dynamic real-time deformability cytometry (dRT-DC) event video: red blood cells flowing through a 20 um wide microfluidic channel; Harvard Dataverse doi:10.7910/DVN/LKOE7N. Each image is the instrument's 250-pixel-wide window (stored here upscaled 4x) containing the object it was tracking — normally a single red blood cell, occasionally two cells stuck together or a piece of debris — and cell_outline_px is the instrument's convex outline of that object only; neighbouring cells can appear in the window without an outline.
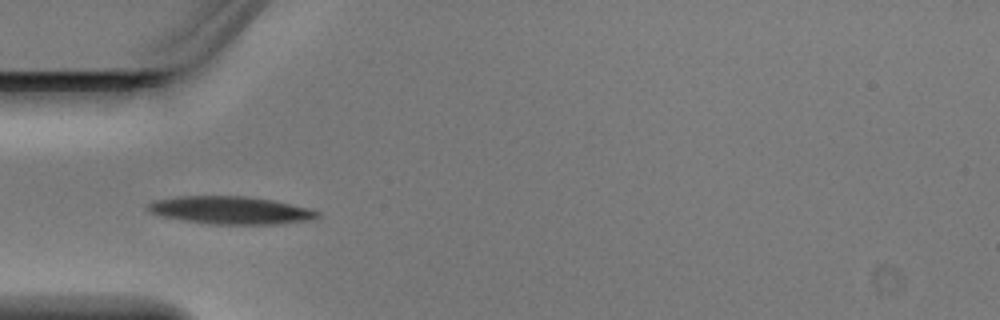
{"species": "Egyptian fruit bat (a non-hibernating species)", "species_latin": "Rousettus aegyptiacus", "temperature_condition": "warm", "stored_images_in_passage": 4, "camera_frame_rate_fps": 3000, "um_per_image_px": 0.085, "animal": {"sex": "male"}, "frame": {"image": 1, "passage_image": 3, "time_ms": 0.667, "image_size_px": [1000, 320], "cell_outline_px": [[320, 216], [312, 220], [272, 224], [212, 224], [184, 220], [160, 216], [148, 212], [144, 208], [144, 204], [152, 200], [176, 196], [244, 196], [272, 200], [308, 208], [320, 212]], "centroid_in_image_um": [19.5, 17.86], "position_along_channel_um": 65.5, "area_um2": 27.57}}
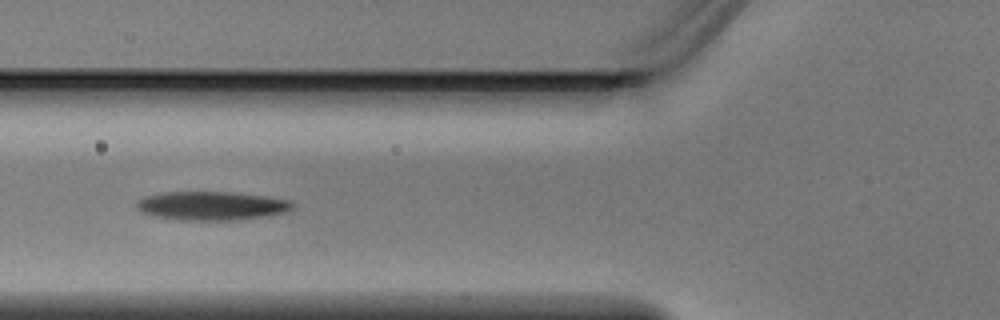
{"frame": {"image": 2, "passage_image": 4, "time_ms": 1.0, "image_size_px": [1000, 320], "cell_outline_px": [[296, 204], [292, 208], [284, 212], [240, 220], [180, 220], [152, 216], [140, 212], [136, 208], [136, 200], [144, 196], [164, 192], [228, 192], [268, 196], [292, 200]], "centroid_in_image_um": [17.95, 17.49], "position_along_channel_um": 107.9, "area_um2": 26.36}}